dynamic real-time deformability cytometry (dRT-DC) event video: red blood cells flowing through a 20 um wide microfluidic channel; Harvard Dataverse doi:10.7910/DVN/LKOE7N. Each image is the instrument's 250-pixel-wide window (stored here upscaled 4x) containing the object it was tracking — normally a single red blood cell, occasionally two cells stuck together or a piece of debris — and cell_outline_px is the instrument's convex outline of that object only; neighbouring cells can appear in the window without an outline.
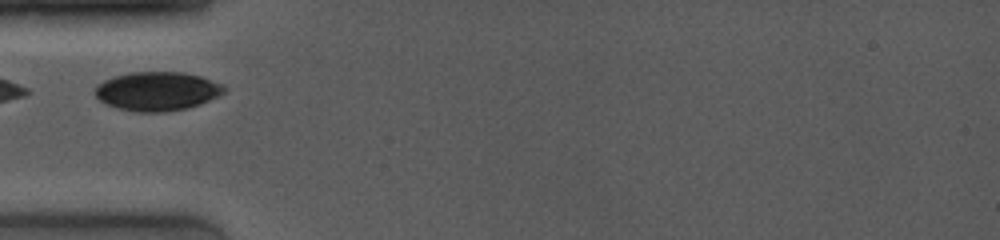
{"species": "common noctule bat (a hibernating species)", "species_latin": "Nyctalus noctula", "temperature_condition": "room temperature", "stored_images_in_passage": 16, "camera_frame_rate_fps": 4000, "um_per_image_px": 0.085, "animal": {"sex": "female", "body_mass_g": 19.0, "forearm_length_mm": 53.3}, "frame": {"image": 1, "passage_image": 1, "time_ms": 0.0, "image_size_px": [1000, 240], "cell_outline_px": [[228, 88], [224, 92], [200, 104], [188, 108], [164, 112], [136, 112], [120, 108], [108, 104], [100, 100], [96, 96], [96, 88], [104, 80], [128, 72], [180, 72], [200, 76], [224, 84]], "centroid_in_image_um": [13.4, 7.75], "position_along_channel_um": 71.6, "area_um2": 29.02}}
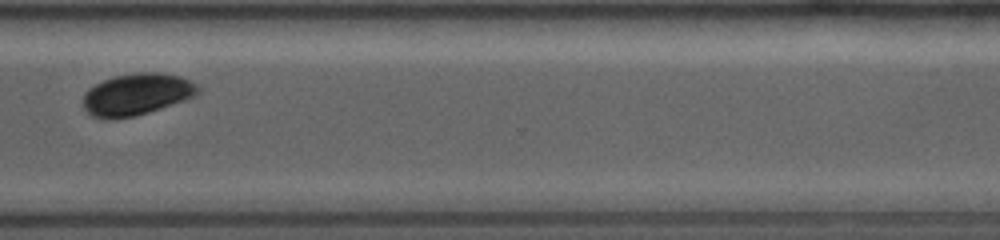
{"frame": {"image": 2, "passage_image": 14, "time_ms": 7.25, "image_size_px": [1000, 240], "cell_outline_px": [[200, 92], [188, 100], [136, 116], [112, 120], [92, 116], [84, 108], [84, 92], [88, 88], [112, 76], [136, 72], [160, 72], [180, 76], [196, 84], [200, 88]], "centroid_in_image_um": [11.64, 8.02], "position_along_channel_um": 359.0, "area_um2": 28.32}}